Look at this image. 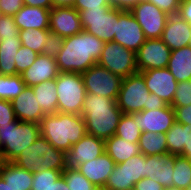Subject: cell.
<instances>
[{"label": "cell", "mask_w": 191, "mask_h": 190, "mask_svg": "<svg viewBox=\"0 0 191 190\" xmlns=\"http://www.w3.org/2000/svg\"><path fill=\"white\" fill-rule=\"evenodd\" d=\"M105 42L82 30L80 33L65 37L62 50L57 54L59 72L83 73L96 64L102 55Z\"/></svg>", "instance_id": "cell-1"}, {"label": "cell", "mask_w": 191, "mask_h": 190, "mask_svg": "<svg viewBox=\"0 0 191 190\" xmlns=\"http://www.w3.org/2000/svg\"><path fill=\"white\" fill-rule=\"evenodd\" d=\"M81 115L85 120L87 134L105 141L115 135L123 112L114 99L86 94Z\"/></svg>", "instance_id": "cell-2"}, {"label": "cell", "mask_w": 191, "mask_h": 190, "mask_svg": "<svg viewBox=\"0 0 191 190\" xmlns=\"http://www.w3.org/2000/svg\"><path fill=\"white\" fill-rule=\"evenodd\" d=\"M40 132L54 148L65 153L87 134L82 115L61 112L46 114L41 119Z\"/></svg>", "instance_id": "cell-3"}, {"label": "cell", "mask_w": 191, "mask_h": 190, "mask_svg": "<svg viewBox=\"0 0 191 190\" xmlns=\"http://www.w3.org/2000/svg\"><path fill=\"white\" fill-rule=\"evenodd\" d=\"M41 136L40 124L15 119L9 125H0V158L13 162Z\"/></svg>", "instance_id": "cell-4"}, {"label": "cell", "mask_w": 191, "mask_h": 190, "mask_svg": "<svg viewBox=\"0 0 191 190\" xmlns=\"http://www.w3.org/2000/svg\"><path fill=\"white\" fill-rule=\"evenodd\" d=\"M13 162L32 172L40 169L64 171L66 168L65 152L54 148L42 136L29 145Z\"/></svg>", "instance_id": "cell-5"}, {"label": "cell", "mask_w": 191, "mask_h": 190, "mask_svg": "<svg viewBox=\"0 0 191 190\" xmlns=\"http://www.w3.org/2000/svg\"><path fill=\"white\" fill-rule=\"evenodd\" d=\"M58 112L81 115L86 89L81 73L59 72L55 79Z\"/></svg>", "instance_id": "cell-6"}, {"label": "cell", "mask_w": 191, "mask_h": 190, "mask_svg": "<svg viewBox=\"0 0 191 190\" xmlns=\"http://www.w3.org/2000/svg\"><path fill=\"white\" fill-rule=\"evenodd\" d=\"M150 92L140 72L123 78L116 100L123 114L138 113L148 110Z\"/></svg>", "instance_id": "cell-7"}, {"label": "cell", "mask_w": 191, "mask_h": 190, "mask_svg": "<svg viewBox=\"0 0 191 190\" xmlns=\"http://www.w3.org/2000/svg\"><path fill=\"white\" fill-rule=\"evenodd\" d=\"M82 29L93 34L104 42L114 40L116 23H118L119 9L102 7L101 9H87L80 11Z\"/></svg>", "instance_id": "cell-8"}, {"label": "cell", "mask_w": 191, "mask_h": 190, "mask_svg": "<svg viewBox=\"0 0 191 190\" xmlns=\"http://www.w3.org/2000/svg\"><path fill=\"white\" fill-rule=\"evenodd\" d=\"M97 63L122 78L138 72L136 53L115 41L105 42Z\"/></svg>", "instance_id": "cell-9"}, {"label": "cell", "mask_w": 191, "mask_h": 190, "mask_svg": "<svg viewBox=\"0 0 191 190\" xmlns=\"http://www.w3.org/2000/svg\"><path fill=\"white\" fill-rule=\"evenodd\" d=\"M146 178V160L142 153L116 164L105 184L107 190H128Z\"/></svg>", "instance_id": "cell-10"}, {"label": "cell", "mask_w": 191, "mask_h": 190, "mask_svg": "<svg viewBox=\"0 0 191 190\" xmlns=\"http://www.w3.org/2000/svg\"><path fill=\"white\" fill-rule=\"evenodd\" d=\"M86 94H96L117 100L123 78L98 63L82 73Z\"/></svg>", "instance_id": "cell-11"}, {"label": "cell", "mask_w": 191, "mask_h": 190, "mask_svg": "<svg viewBox=\"0 0 191 190\" xmlns=\"http://www.w3.org/2000/svg\"><path fill=\"white\" fill-rule=\"evenodd\" d=\"M130 12L141 26L146 39H159L169 15L147 0L140 1Z\"/></svg>", "instance_id": "cell-12"}, {"label": "cell", "mask_w": 191, "mask_h": 190, "mask_svg": "<svg viewBox=\"0 0 191 190\" xmlns=\"http://www.w3.org/2000/svg\"><path fill=\"white\" fill-rule=\"evenodd\" d=\"M170 48L159 39H147L136 52L138 72L168 67Z\"/></svg>", "instance_id": "cell-13"}, {"label": "cell", "mask_w": 191, "mask_h": 190, "mask_svg": "<svg viewBox=\"0 0 191 190\" xmlns=\"http://www.w3.org/2000/svg\"><path fill=\"white\" fill-rule=\"evenodd\" d=\"M145 34L130 11L119 10L114 40L121 46L137 52L146 41Z\"/></svg>", "instance_id": "cell-14"}, {"label": "cell", "mask_w": 191, "mask_h": 190, "mask_svg": "<svg viewBox=\"0 0 191 190\" xmlns=\"http://www.w3.org/2000/svg\"><path fill=\"white\" fill-rule=\"evenodd\" d=\"M105 153V141L86 134L65 153L66 167L78 168Z\"/></svg>", "instance_id": "cell-15"}, {"label": "cell", "mask_w": 191, "mask_h": 190, "mask_svg": "<svg viewBox=\"0 0 191 190\" xmlns=\"http://www.w3.org/2000/svg\"><path fill=\"white\" fill-rule=\"evenodd\" d=\"M140 73L143 75L148 91L156 94L167 105H171L178 82L168 68L151 69Z\"/></svg>", "instance_id": "cell-16"}, {"label": "cell", "mask_w": 191, "mask_h": 190, "mask_svg": "<svg viewBox=\"0 0 191 190\" xmlns=\"http://www.w3.org/2000/svg\"><path fill=\"white\" fill-rule=\"evenodd\" d=\"M134 122L139 124L142 132L166 133L175 121V112L171 105L134 113Z\"/></svg>", "instance_id": "cell-17"}, {"label": "cell", "mask_w": 191, "mask_h": 190, "mask_svg": "<svg viewBox=\"0 0 191 190\" xmlns=\"http://www.w3.org/2000/svg\"><path fill=\"white\" fill-rule=\"evenodd\" d=\"M79 12L74 7H53L50 10L49 31L62 37L82 31Z\"/></svg>", "instance_id": "cell-18"}, {"label": "cell", "mask_w": 191, "mask_h": 190, "mask_svg": "<svg viewBox=\"0 0 191 190\" xmlns=\"http://www.w3.org/2000/svg\"><path fill=\"white\" fill-rule=\"evenodd\" d=\"M145 160L146 178L159 183L163 188L173 186L175 155L165 153L145 156Z\"/></svg>", "instance_id": "cell-19"}, {"label": "cell", "mask_w": 191, "mask_h": 190, "mask_svg": "<svg viewBox=\"0 0 191 190\" xmlns=\"http://www.w3.org/2000/svg\"><path fill=\"white\" fill-rule=\"evenodd\" d=\"M170 50L188 46L191 39V24L179 15H169L160 38Z\"/></svg>", "instance_id": "cell-20"}, {"label": "cell", "mask_w": 191, "mask_h": 190, "mask_svg": "<svg viewBox=\"0 0 191 190\" xmlns=\"http://www.w3.org/2000/svg\"><path fill=\"white\" fill-rule=\"evenodd\" d=\"M11 103L16 119L21 122L40 124L41 119L46 115L38 104L32 87L26 86Z\"/></svg>", "instance_id": "cell-21"}, {"label": "cell", "mask_w": 191, "mask_h": 190, "mask_svg": "<svg viewBox=\"0 0 191 190\" xmlns=\"http://www.w3.org/2000/svg\"><path fill=\"white\" fill-rule=\"evenodd\" d=\"M59 74L56 59L39 54L35 62L21 73L26 86L33 87L48 80H54Z\"/></svg>", "instance_id": "cell-22"}, {"label": "cell", "mask_w": 191, "mask_h": 190, "mask_svg": "<svg viewBox=\"0 0 191 190\" xmlns=\"http://www.w3.org/2000/svg\"><path fill=\"white\" fill-rule=\"evenodd\" d=\"M116 163L105 152L98 158L86 162L77 169L95 186H105Z\"/></svg>", "instance_id": "cell-23"}, {"label": "cell", "mask_w": 191, "mask_h": 190, "mask_svg": "<svg viewBox=\"0 0 191 190\" xmlns=\"http://www.w3.org/2000/svg\"><path fill=\"white\" fill-rule=\"evenodd\" d=\"M13 17L20 31L29 29L49 30V9L23 5Z\"/></svg>", "instance_id": "cell-24"}, {"label": "cell", "mask_w": 191, "mask_h": 190, "mask_svg": "<svg viewBox=\"0 0 191 190\" xmlns=\"http://www.w3.org/2000/svg\"><path fill=\"white\" fill-rule=\"evenodd\" d=\"M0 176L12 190H31L33 172L17 166L14 162H2Z\"/></svg>", "instance_id": "cell-25"}, {"label": "cell", "mask_w": 191, "mask_h": 190, "mask_svg": "<svg viewBox=\"0 0 191 190\" xmlns=\"http://www.w3.org/2000/svg\"><path fill=\"white\" fill-rule=\"evenodd\" d=\"M168 70L175 77L177 82L191 80V46L172 50Z\"/></svg>", "instance_id": "cell-26"}, {"label": "cell", "mask_w": 191, "mask_h": 190, "mask_svg": "<svg viewBox=\"0 0 191 190\" xmlns=\"http://www.w3.org/2000/svg\"><path fill=\"white\" fill-rule=\"evenodd\" d=\"M105 152L116 164H120L140 154L139 143H131L113 135L105 140Z\"/></svg>", "instance_id": "cell-27"}, {"label": "cell", "mask_w": 191, "mask_h": 190, "mask_svg": "<svg viewBox=\"0 0 191 190\" xmlns=\"http://www.w3.org/2000/svg\"><path fill=\"white\" fill-rule=\"evenodd\" d=\"M56 82L48 80L32 87L35 97L45 114L58 112V95Z\"/></svg>", "instance_id": "cell-28"}, {"label": "cell", "mask_w": 191, "mask_h": 190, "mask_svg": "<svg viewBox=\"0 0 191 190\" xmlns=\"http://www.w3.org/2000/svg\"><path fill=\"white\" fill-rule=\"evenodd\" d=\"M21 46L19 36L2 39L0 47V74L8 76L16 75L15 59Z\"/></svg>", "instance_id": "cell-29"}, {"label": "cell", "mask_w": 191, "mask_h": 190, "mask_svg": "<svg viewBox=\"0 0 191 190\" xmlns=\"http://www.w3.org/2000/svg\"><path fill=\"white\" fill-rule=\"evenodd\" d=\"M191 126L175 122L165 133L168 153L172 155H183V149L188 144Z\"/></svg>", "instance_id": "cell-30"}, {"label": "cell", "mask_w": 191, "mask_h": 190, "mask_svg": "<svg viewBox=\"0 0 191 190\" xmlns=\"http://www.w3.org/2000/svg\"><path fill=\"white\" fill-rule=\"evenodd\" d=\"M140 153L145 156H154L168 153L166 134L142 132L139 140Z\"/></svg>", "instance_id": "cell-31"}, {"label": "cell", "mask_w": 191, "mask_h": 190, "mask_svg": "<svg viewBox=\"0 0 191 190\" xmlns=\"http://www.w3.org/2000/svg\"><path fill=\"white\" fill-rule=\"evenodd\" d=\"M142 134L139 124L134 122L133 114H123L120 118L115 135L131 143H139Z\"/></svg>", "instance_id": "cell-32"}, {"label": "cell", "mask_w": 191, "mask_h": 190, "mask_svg": "<svg viewBox=\"0 0 191 190\" xmlns=\"http://www.w3.org/2000/svg\"><path fill=\"white\" fill-rule=\"evenodd\" d=\"M25 87L21 75L0 74V99L12 101L23 92Z\"/></svg>", "instance_id": "cell-33"}, {"label": "cell", "mask_w": 191, "mask_h": 190, "mask_svg": "<svg viewBox=\"0 0 191 190\" xmlns=\"http://www.w3.org/2000/svg\"><path fill=\"white\" fill-rule=\"evenodd\" d=\"M191 185V161L181 155H175L173 186L186 189Z\"/></svg>", "instance_id": "cell-34"}, {"label": "cell", "mask_w": 191, "mask_h": 190, "mask_svg": "<svg viewBox=\"0 0 191 190\" xmlns=\"http://www.w3.org/2000/svg\"><path fill=\"white\" fill-rule=\"evenodd\" d=\"M49 32V30L40 29L22 30L19 31V38L22 46L41 54L42 47L45 45Z\"/></svg>", "instance_id": "cell-35"}, {"label": "cell", "mask_w": 191, "mask_h": 190, "mask_svg": "<svg viewBox=\"0 0 191 190\" xmlns=\"http://www.w3.org/2000/svg\"><path fill=\"white\" fill-rule=\"evenodd\" d=\"M62 176L69 190H91L95 186L77 168L66 167Z\"/></svg>", "instance_id": "cell-36"}, {"label": "cell", "mask_w": 191, "mask_h": 190, "mask_svg": "<svg viewBox=\"0 0 191 190\" xmlns=\"http://www.w3.org/2000/svg\"><path fill=\"white\" fill-rule=\"evenodd\" d=\"M62 172L53 169L34 171L31 190H47L62 176Z\"/></svg>", "instance_id": "cell-37"}, {"label": "cell", "mask_w": 191, "mask_h": 190, "mask_svg": "<svg viewBox=\"0 0 191 190\" xmlns=\"http://www.w3.org/2000/svg\"><path fill=\"white\" fill-rule=\"evenodd\" d=\"M39 54L35 51L21 46L18 50L16 59H15V65H16V75H20L23 73L26 69H28L37 58Z\"/></svg>", "instance_id": "cell-38"}, {"label": "cell", "mask_w": 191, "mask_h": 190, "mask_svg": "<svg viewBox=\"0 0 191 190\" xmlns=\"http://www.w3.org/2000/svg\"><path fill=\"white\" fill-rule=\"evenodd\" d=\"M191 104V80L178 82L171 107L189 106Z\"/></svg>", "instance_id": "cell-39"}, {"label": "cell", "mask_w": 191, "mask_h": 190, "mask_svg": "<svg viewBox=\"0 0 191 190\" xmlns=\"http://www.w3.org/2000/svg\"><path fill=\"white\" fill-rule=\"evenodd\" d=\"M63 42L64 37L49 32L45 45L42 47L41 54L56 58L57 54L62 50Z\"/></svg>", "instance_id": "cell-40"}, {"label": "cell", "mask_w": 191, "mask_h": 190, "mask_svg": "<svg viewBox=\"0 0 191 190\" xmlns=\"http://www.w3.org/2000/svg\"><path fill=\"white\" fill-rule=\"evenodd\" d=\"M19 31L13 16L0 15V36L2 39L16 38L19 36Z\"/></svg>", "instance_id": "cell-41"}, {"label": "cell", "mask_w": 191, "mask_h": 190, "mask_svg": "<svg viewBox=\"0 0 191 190\" xmlns=\"http://www.w3.org/2000/svg\"><path fill=\"white\" fill-rule=\"evenodd\" d=\"M15 119L11 101L0 99V125H9Z\"/></svg>", "instance_id": "cell-42"}, {"label": "cell", "mask_w": 191, "mask_h": 190, "mask_svg": "<svg viewBox=\"0 0 191 190\" xmlns=\"http://www.w3.org/2000/svg\"><path fill=\"white\" fill-rule=\"evenodd\" d=\"M102 7H111L109 0H76L74 5L78 12L87 9H101Z\"/></svg>", "instance_id": "cell-43"}, {"label": "cell", "mask_w": 191, "mask_h": 190, "mask_svg": "<svg viewBox=\"0 0 191 190\" xmlns=\"http://www.w3.org/2000/svg\"><path fill=\"white\" fill-rule=\"evenodd\" d=\"M166 12L168 15H176L179 11L181 0H147Z\"/></svg>", "instance_id": "cell-44"}, {"label": "cell", "mask_w": 191, "mask_h": 190, "mask_svg": "<svg viewBox=\"0 0 191 190\" xmlns=\"http://www.w3.org/2000/svg\"><path fill=\"white\" fill-rule=\"evenodd\" d=\"M23 5V0H0V15L14 16Z\"/></svg>", "instance_id": "cell-45"}, {"label": "cell", "mask_w": 191, "mask_h": 190, "mask_svg": "<svg viewBox=\"0 0 191 190\" xmlns=\"http://www.w3.org/2000/svg\"><path fill=\"white\" fill-rule=\"evenodd\" d=\"M175 112V121L180 124L191 126V104L189 106L172 107Z\"/></svg>", "instance_id": "cell-46"}, {"label": "cell", "mask_w": 191, "mask_h": 190, "mask_svg": "<svg viewBox=\"0 0 191 190\" xmlns=\"http://www.w3.org/2000/svg\"><path fill=\"white\" fill-rule=\"evenodd\" d=\"M138 190H163V187L150 178H143L135 185Z\"/></svg>", "instance_id": "cell-47"}, {"label": "cell", "mask_w": 191, "mask_h": 190, "mask_svg": "<svg viewBox=\"0 0 191 190\" xmlns=\"http://www.w3.org/2000/svg\"><path fill=\"white\" fill-rule=\"evenodd\" d=\"M142 0H109L112 7L119 10L130 11Z\"/></svg>", "instance_id": "cell-48"}, {"label": "cell", "mask_w": 191, "mask_h": 190, "mask_svg": "<svg viewBox=\"0 0 191 190\" xmlns=\"http://www.w3.org/2000/svg\"><path fill=\"white\" fill-rule=\"evenodd\" d=\"M177 15L191 24V0H181Z\"/></svg>", "instance_id": "cell-49"}, {"label": "cell", "mask_w": 191, "mask_h": 190, "mask_svg": "<svg viewBox=\"0 0 191 190\" xmlns=\"http://www.w3.org/2000/svg\"><path fill=\"white\" fill-rule=\"evenodd\" d=\"M167 104L156 94L150 93L148 101V110H156L166 107Z\"/></svg>", "instance_id": "cell-50"}, {"label": "cell", "mask_w": 191, "mask_h": 190, "mask_svg": "<svg viewBox=\"0 0 191 190\" xmlns=\"http://www.w3.org/2000/svg\"><path fill=\"white\" fill-rule=\"evenodd\" d=\"M23 4L32 7H41L49 10L53 8L52 0H23Z\"/></svg>", "instance_id": "cell-51"}, {"label": "cell", "mask_w": 191, "mask_h": 190, "mask_svg": "<svg viewBox=\"0 0 191 190\" xmlns=\"http://www.w3.org/2000/svg\"><path fill=\"white\" fill-rule=\"evenodd\" d=\"M47 190H69V187L61 176L54 184H52Z\"/></svg>", "instance_id": "cell-52"}, {"label": "cell", "mask_w": 191, "mask_h": 190, "mask_svg": "<svg viewBox=\"0 0 191 190\" xmlns=\"http://www.w3.org/2000/svg\"><path fill=\"white\" fill-rule=\"evenodd\" d=\"M76 0H52L53 7H74Z\"/></svg>", "instance_id": "cell-53"}, {"label": "cell", "mask_w": 191, "mask_h": 190, "mask_svg": "<svg viewBox=\"0 0 191 190\" xmlns=\"http://www.w3.org/2000/svg\"><path fill=\"white\" fill-rule=\"evenodd\" d=\"M182 156L188 158L191 161V132H190V138L188 140V144L183 149Z\"/></svg>", "instance_id": "cell-54"}, {"label": "cell", "mask_w": 191, "mask_h": 190, "mask_svg": "<svg viewBox=\"0 0 191 190\" xmlns=\"http://www.w3.org/2000/svg\"><path fill=\"white\" fill-rule=\"evenodd\" d=\"M0 190H12L8 184L5 183V181L0 176Z\"/></svg>", "instance_id": "cell-55"}, {"label": "cell", "mask_w": 191, "mask_h": 190, "mask_svg": "<svg viewBox=\"0 0 191 190\" xmlns=\"http://www.w3.org/2000/svg\"><path fill=\"white\" fill-rule=\"evenodd\" d=\"M163 190H185V189L174 187V186H170V187L163 188Z\"/></svg>", "instance_id": "cell-56"}, {"label": "cell", "mask_w": 191, "mask_h": 190, "mask_svg": "<svg viewBox=\"0 0 191 190\" xmlns=\"http://www.w3.org/2000/svg\"><path fill=\"white\" fill-rule=\"evenodd\" d=\"M91 190H107L105 186H94Z\"/></svg>", "instance_id": "cell-57"}, {"label": "cell", "mask_w": 191, "mask_h": 190, "mask_svg": "<svg viewBox=\"0 0 191 190\" xmlns=\"http://www.w3.org/2000/svg\"><path fill=\"white\" fill-rule=\"evenodd\" d=\"M128 190H138V189H136V187L134 186V187L129 188Z\"/></svg>", "instance_id": "cell-58"}, {"label": "cell", "mask_w": 191, "mask_h": 190, "mask_svg": "<svg viewBox=\"0 0 191 190\" xmlns=\"http://www.w3.org/2000/svg\"><path fill=\"white\" fill-rule=\"evenodd\" d=\"M185 190H191V185L188 188H186Z\"/></svg>", "instance_id": "cell-59"}, {"label": "cell", "mask_w": 191, "mask_h": 190, "mask_svg": "<svg viewBox=\"0 0 191 190\" xmlns=\"http://www.w3.org/2000/svg\"><path fill=\"white\" fill-rule=\"evenodd\" d=\"M1 43H2V38H1V36H0V47H1Z\"/></svg>", "instance_id": "cell-60"}]
</instances>
